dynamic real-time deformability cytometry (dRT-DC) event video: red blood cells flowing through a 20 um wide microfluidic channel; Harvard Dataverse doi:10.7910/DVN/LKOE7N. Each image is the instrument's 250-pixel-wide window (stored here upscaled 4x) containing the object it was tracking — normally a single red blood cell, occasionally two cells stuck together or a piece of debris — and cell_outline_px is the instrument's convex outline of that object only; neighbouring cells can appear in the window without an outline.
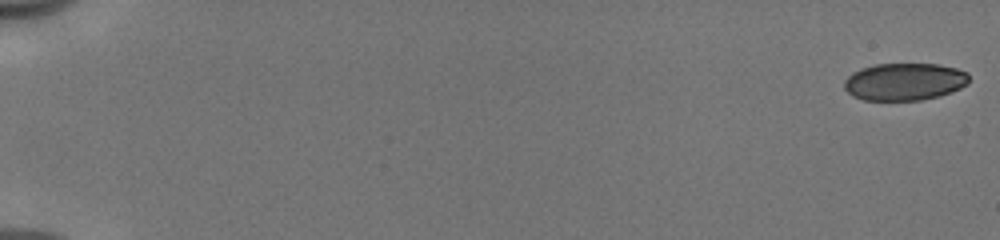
{"species": "human", "species_latin": "Homo sapiens", "temperature_condition": "cold", "stored_images_in_passage": 50, "camera_frame_rate_fps": 3000, "um_per_image_px": 0.085, "donor": {"sex": "male"}, "frame": {"image": 1, "passage_image": 1, "time_ms": 0.0, "image_size_px": [1000, 240], "cell_outline_px": [[968, 84], [952, 92], [940, 96], [920, 100], [864, 100], [852, 96], [844, 88], [844, 80], [852, 72], [860, 68], [876, 64], [940, 64], [956, 68], [968, 72]], "centroid_in_image_um": [76.88, 6.94], "position_along_channel_um": 8.1, "area_um2": 27.4}}
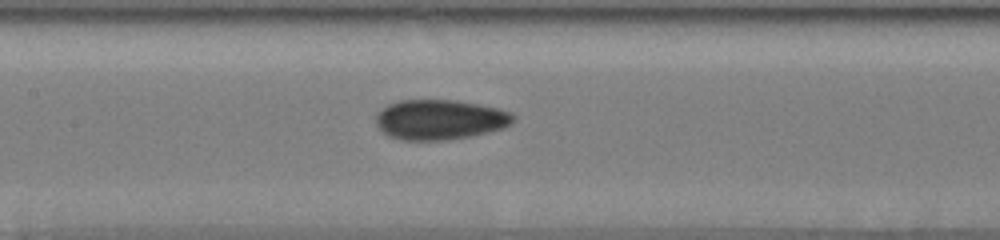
{"frame": {"image": 2, "passage_image": 28, "time_ms": 9.0, "image_size_px": [1000, 240], "cell_outline_px": [[516, 120], [512, 124], [504, 128], [472, 136], [448, 140], [400, 140], [388, 136], [376, 124], [376, 112], [388, 104], [400, 100], [456, 100], [480, 104], [500, 108], [512, 112], [516, 116]], "centroid_in_image_um": [37.43, 10.16], "position_along_channel_um": 170.0, "area_um2": 32.54}}
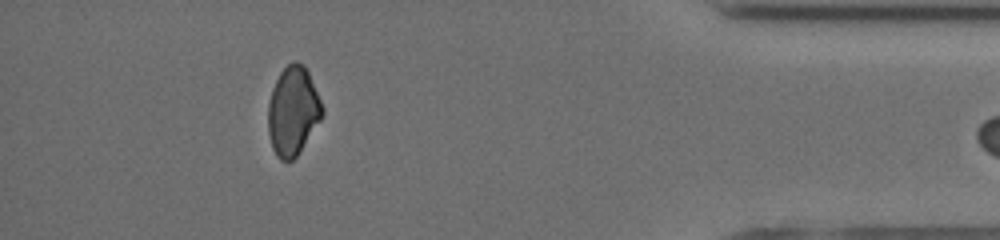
{"frame": {"image": 3, "passage_image": 49, "time_ms": 16.0, "image_size_px": [1000, 240], "cell_outline_px": [[324, 112], [320, 120], [296, 156], [292, 160], [280, 160], [276, 156], [272, 148], [268, 132], [268, 104], [272, 88], [280, 72], [292, 60], [296, 60], [304, 64], [308, 72], [324, 108]], "centroid_in_image_um": [24.88, 9.41], "position_along_channel_um": 410.3, "area_um2": 27.92}}